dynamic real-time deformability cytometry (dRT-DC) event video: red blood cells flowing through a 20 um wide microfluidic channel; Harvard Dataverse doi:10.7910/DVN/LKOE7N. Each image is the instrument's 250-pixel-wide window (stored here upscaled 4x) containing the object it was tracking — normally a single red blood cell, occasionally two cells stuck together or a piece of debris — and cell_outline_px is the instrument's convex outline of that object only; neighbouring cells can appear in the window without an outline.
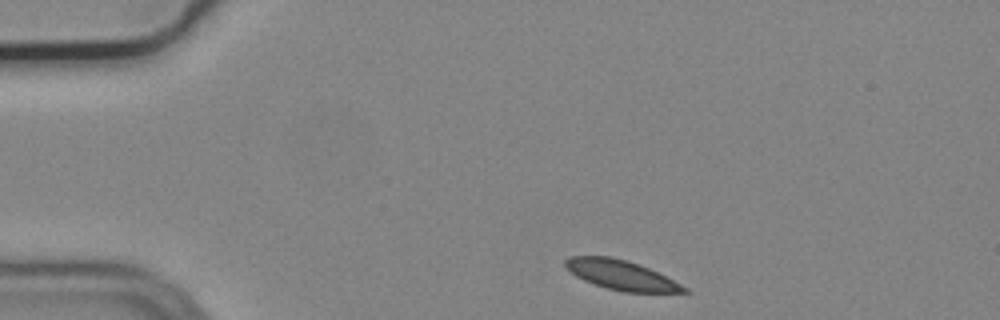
{"species": "common noctule bat (a hibernating species)", "species_latin": "Nyctalus noctula", "temperature_condition": "cold", "stored_images_in_passage": 2, "camera_frame_rate_fps": 3000, "um_per_image_px": 0.085, "animal": {"sex": "male", "body_mass_g": 19.2, "forearm_length_mm": 51.8}, "frame": {"image": 1, "passage_image": 1, "time_ms": 0.0, "image_size_px": [1000, 320], "cell_outline_px": [[692, 292], [624, 292], [608, 288], [584, 280], [576, 276], [564, 264], [564, 260], [572, 256], [612, 256], [628, 260], [648, 268], [688, 288]], "centroid_in_image_um": [52.79, 23.36], "position_along_channel_um": 32.2, "area_um2": 20.11}}